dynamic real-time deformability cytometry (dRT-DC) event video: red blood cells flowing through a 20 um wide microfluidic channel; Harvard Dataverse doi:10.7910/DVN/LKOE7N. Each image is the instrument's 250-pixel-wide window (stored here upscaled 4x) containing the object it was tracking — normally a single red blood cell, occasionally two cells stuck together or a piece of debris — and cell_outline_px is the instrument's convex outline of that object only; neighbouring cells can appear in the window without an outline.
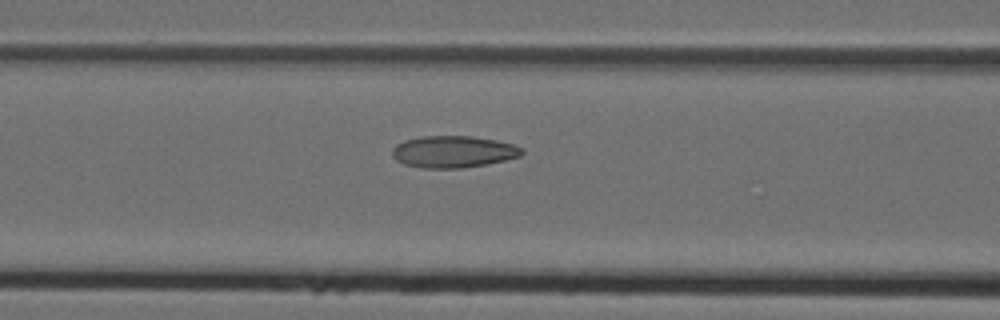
{"species": "Egyptian fruit bat (a non-hibernating species)", "species_latin": "Rousettus aegyptiacus", "temperature_condition": "cold", "stored_images_in_passage": 3, "camera_frame_rate_fps": 3000, "um_per_image_px": 0.085, "animal": {"sex": "female"}, "frame": {"image": 1, "passage_image": 3, "time_ms": 0.667, "image_size_px": [1000, 320], "cell_outline_px": [[524, 152], [520, 156], [504, 160], [484, 164], [460, 168], [420, 168], [404, 164], [396, 160], [392, 156], [392, 148], [396, 144], [404, 140], [424, 136], [472, 136], [496, 140], [512, 144], [524, 148]], "centroid_in_image_um": [38.51, 12.89], "position_along_channel_um": 128.1, "area_um2": 24.04}}